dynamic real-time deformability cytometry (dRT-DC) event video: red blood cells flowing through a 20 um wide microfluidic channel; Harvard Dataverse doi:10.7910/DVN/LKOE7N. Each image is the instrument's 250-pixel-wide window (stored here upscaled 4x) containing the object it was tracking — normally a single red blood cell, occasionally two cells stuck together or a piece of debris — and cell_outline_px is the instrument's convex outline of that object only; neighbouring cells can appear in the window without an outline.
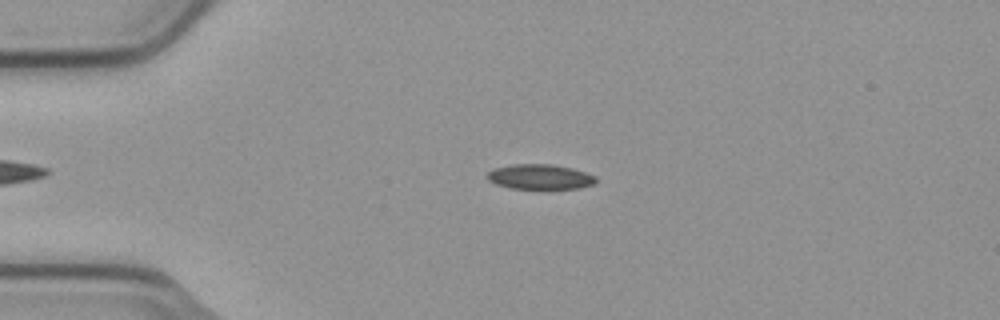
{"species": "common noctule bat (a hibernating species)", "species_latin": "Nyctalus noctula", "temperature_condition": "cold", "stored_images_in_passage": 40, "camera_frame_rate_fps": 3000, "um_per_image_px": 0.085, "animal": {"sex": "male", "body_mass_g": 23.1, "forearm_length_mm": 52.7}, "frame": {"image": 1, "passage_image": 4, "time_ms": 1.0, "image_size_px": [1000, 320], "cell_outline_px": [[596, 180], [592, 184], [580, 188], [512, 188], [496, 184], [488, 180], [484, 176], [488, 172], [496, 168], [512, 164], [552, 164], [572, 168], [596, 176]], "centroid_in_image_um": [45.87, 15.02], "position_along_channel_um": 39.1, "area_um2": 15.66}}
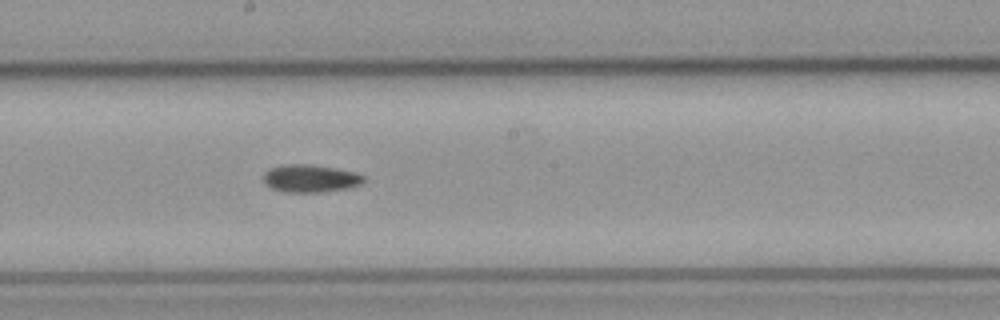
{"frame": {"image": 2, "passage_image": 21, "time_ms": 6.667, "image_size_px": [1000, 320], "cell_outline_px": [[364, 180], [360, 184], [348, 188], [320, 192], [284, 192], [272, 188], [264, 184], [264, 172], [272, 168], [284, 164], [312, 164], [336, 168], [352, 172], [364, 176]], "centroid_in_image_um": [26.35, 15.16], "position_along_channel_um": 221.9, "area_um2": 16.07}}
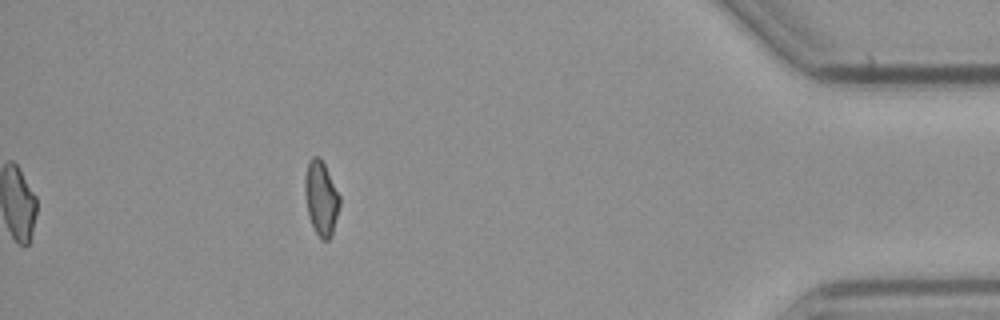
{"frame": {"image": 3, "passage_image": 40, "time_ms": 13.0, "image_size_px": [1000, 320], "cell_outline_px": [[340, 204], [332, 236], [328, 240], [320, 240], [308, 216], [304, 188], [304, 180], [308, 160], [312, 156], [320, 156], [340, 196]], "centroid_in_image_um": [27.29, 16.84], "position_along_channel_um": 407.9, "area_um2": 15.14}}